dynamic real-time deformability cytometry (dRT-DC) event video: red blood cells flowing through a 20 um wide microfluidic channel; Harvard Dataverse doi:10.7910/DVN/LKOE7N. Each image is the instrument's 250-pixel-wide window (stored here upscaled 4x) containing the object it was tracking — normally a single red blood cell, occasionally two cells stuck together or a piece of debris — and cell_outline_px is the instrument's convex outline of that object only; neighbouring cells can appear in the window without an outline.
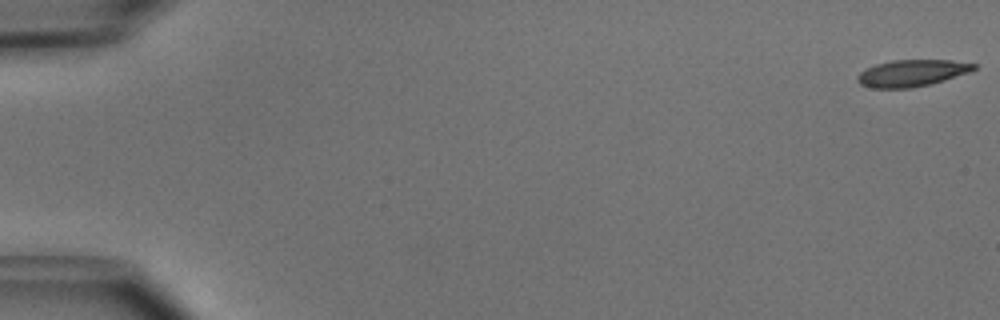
{"species": "common noctule bat (a hibernating species)", "species_latin": "Nyctalus noctula", "temperature_condition": "cold", "stored_images_in_passage": 51, "camera_frame_rate_fps": 3000, "um_per_image_px": 0.085, "animal": {"sex": "male", "body_mass_g": 15.6}, "frame": {"image": 1, "passage_image": 1, "time_ms": 0.0, "image_size_px": [1000, 320], "cell_outline_px": [[976, 68], [968, 72], [944, 80], [928, 84], [908, 88], [872, 88], [860, 84], [856, 80], [856, 76], [860, 72], [876, 64], [892, 60], [952, 60], [976, 64]], "centroid_in_image_um": [77.47, 6.21], "position_along_channel_um": 7.5, "area_um2": 17.92}}
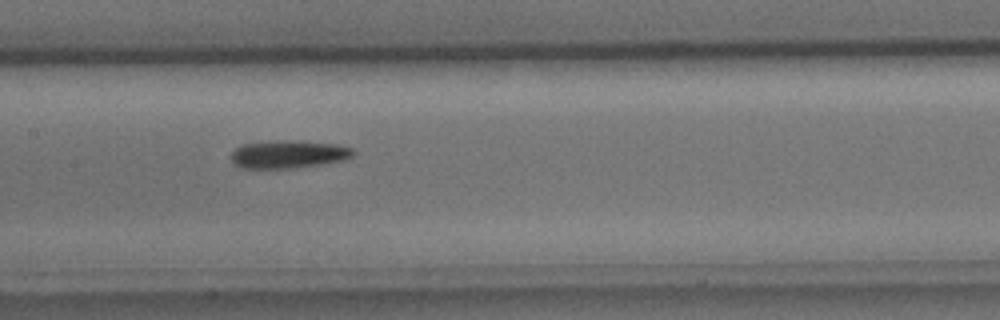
{"frame": {"image": 2, "passage_image": 26, "time_ms": 8.333, "image_size_px": [1000, 320], "cell_outline_px": [[356, 152], [352, 156], [344, 160], [320, 164], [288, 168], [240, 168], [232, 160], [232, 152], [236, 148], [244, 144], [276, 140], [300, 140], [336, 144], [352, 148]], "centroid_in_image_um": [24.54, 13.09], "position_along_channel_um": 182.9, "area_um2": 19.77}}
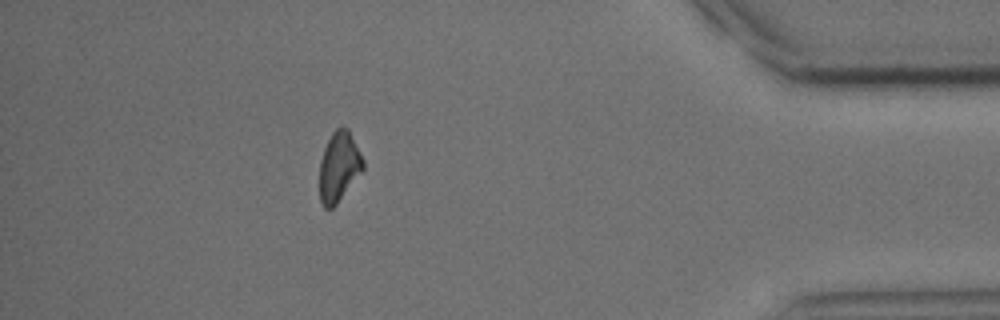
{"frame": {"image": 3, "passage_image": 46, "time_ms": 15.0, "image_size_px": [1000, 320], "cell_outline_px": [[364, 168], [336, 204], [332, 208], [324, 208], [320, 200], [320, 160], [324, 148], [332, 132], [340, 124], [348, 128], [364, 160]], "centroid_in_image_um": [28.81, 14.12], "position_along_channel_um": 406.4, "area_um2": 17.63}, "authors_computed_cell_mechanics": {"area_um2": 19.0162, "velocity_mm_per_s": 3.9768, "shape_relaxation_time_tau1_ms": 6.1433, "shape_relaxation_time_tau2_ms": null, "deformation_change_tau1": 0.1408, "deformation_change_tau2": null}}